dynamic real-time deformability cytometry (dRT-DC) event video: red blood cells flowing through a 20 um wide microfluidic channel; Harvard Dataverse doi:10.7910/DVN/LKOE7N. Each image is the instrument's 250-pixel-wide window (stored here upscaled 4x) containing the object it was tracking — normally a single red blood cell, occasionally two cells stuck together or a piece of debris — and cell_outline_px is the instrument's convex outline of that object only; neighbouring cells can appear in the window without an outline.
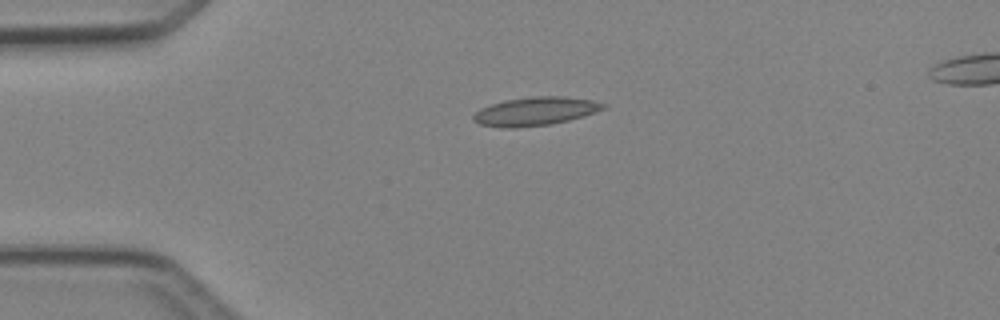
{"species": "Egyptian fruit bat (a non-hibernating species)", "species_latin": "Rousettus aegyptiacus", "temperature_condition": "cold", "stored_images_in_passage": 4, "camera_frame_rate_fps": 3000, "um_per_image_px": 0.085, "animal": {"sex": "female"}, "frame": {"image": 1, "passage_image": 1, "time_ms": 0.0, "image_size_px": [1000, 320], "cell_outline_px": [[604, 108], [584, 116], [552, 124], [512, 128], [504, 128], [480, 124], [472, 120], [472, 116], [480, 108], [504, 100], [532, 96], [564, 96], [592, 100], [604, 104]], "centroid_in_image_um": [45.46, 9.46], "position_along_channel_um": 39.5, "area_um2": 21.44}}
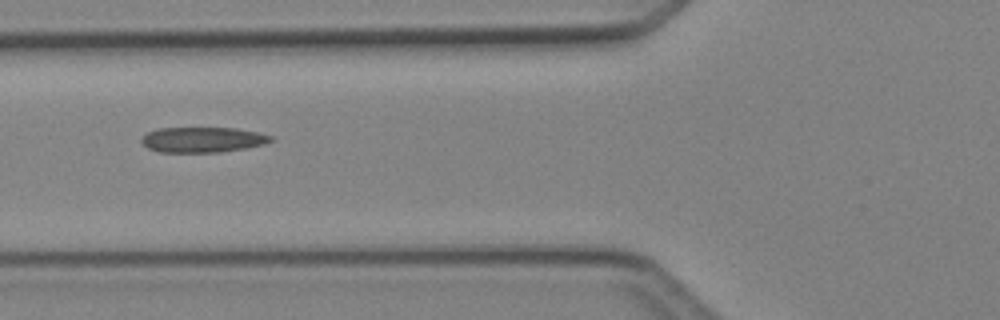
{"frame": {"image": 2, "passage_image": 3, "time_ms": 2.333, "image_size_px": [1000, 320], "cell_outline_px": [[272, 140], [264, 144], [244, 148], [220, 152], [160, 152], [148, 148], [140, 140], [148, 132], [156, 128], [236, 128], [260, 132], [272, 136]], "centroid_in_image_um": [17.23, 11.87], "position_along_channel_um": 108.6, "area_um2": 19.02}}
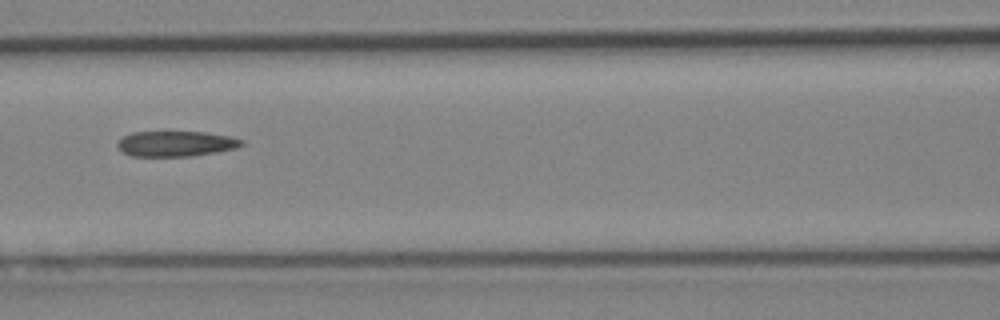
{"frame": {"image": 3, "passage_image": 4, "time_ms": 3.333, "image_size_px": [1000, 320], "cell_outline_px": [[244, 144], [236, 148], [216, 152], [192, 156], [132, 156], [124, 152], [116, 144], [124, 136], [132, 132], [204, 132], [232, 136], [244, 140]], "centroid_in_image_um": [15.0, 12.21], "position_along_channel_um": 151.6, "area_um2": 18.32}}